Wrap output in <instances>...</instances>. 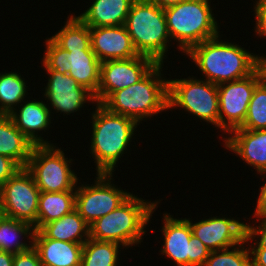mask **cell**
I'll use <instances>...</instances> for the list:
<instances>
[{"label":"cell","instance_id":"1","mask_svg":"<svg viewBox=\"0 0 266 266\" xmlns=\"http://www.w3.org/2000/svg\"><path fill=\"white\" fill-rule=\"evenodd\" d=\"M220 37L222 34L196 44L185 53L206 78L203 80L215 85L240 80L253 74L266 59L264 54L251 53L239 43Z\"/></svg>","mask_w":266,"mask_h":266},{"label":"cell","instance_id":"2","mask_svg":"<svg viewBox=\"0 0 266 266\" xmlns=\"http://www.w3.org/2000/svg\"><path fill=\"white\" fill-rule=\"evenodd\" d=\"M92 108L89 151L95 160L96 173L113 174L121 157L129 152L139 124L129 117L110 112L99 103H96L95 111Z\"/></svg>","mask_w":266,"mask_h":266},{"label":"cell","instance_id":"3","mask_svg":"<svg viewBox=\"0 0 266 266\" xmlns=\"http://www.w3.org/2000/svg\"><path fill=\"white\" fill-rule=\"evenodd\" d=\"M157 63L137 83L112 92L102 103L107 110L135 120L138 124L168 110V79ZM163 76V77H162Z\"/></svg>","mask_w":266,"mask_h":266},{"label":"cell","instance_id":"4","mask_svg":"<svg viewBox=\"0 0 266 266\" xmlns=\"http://www.w3.org/2000/svg\"><path fill=\"white\" fill-rule=\"evenodd\" d=\"M160 201L143 200L132 193L112 212L89 225L90 238L119 243L125 250L139 247Z\"/></svg>","mask_w":266,"mask_h":266},{"label":"cell","instance_id":"5","mask_svg":"<svg viewBox=\"0 0 266 266\" xmlns=\"http://www.w3.org/2000/svg\"><path fill=\"white\" fill-rule=\"evenodd\" d=\"M210 1L186 0L164 8L171 41L184 55L192 46L221 34Z\"/></svg>","mask_w":266,"mask_h":266},{"label":"cell","instance_id":"6","mask_svg":"<svg viewBox=\"0 0 266 266\" xmlns=\"http://www.w3.org/2000/svg\"><path fill=\"white\" fill-rule=\"evenodd\" d=\"M125 27L139 55L150 57L156 63L166 62L172 42L162 7L147 0H135Z\"/></svg>","mask_w":266,"mask_h":266},{"label":"cell","instance_id":"7","mask_svg":"<svg viewBox=\"0 0 266 266\" xmlns=\"http://www.w3.org/2000/svg\"><path fill=\"white\" fill-rule=\"evenodd\" d=\"M181 108L219 129L217 85L195 76L168 80V109Z\"/></svg>","mask_w":266,"mask_h":266},{"label":"cell","instance_id":"8","mask_svg":"<svg viewBox=\"0 0 266 266\" xmlns=\"http://www.w3.org/2000/svg\"><path fill=\"white\" fill-rule=\"evenodd\" d=\"M73 159L58 145H34L26 169L40 192L76 191L79 177L72 168ZM72 165V166H71Z\"/></svg>","mask_w":266,"mask_h":266},{"label":"cell","instance_id":"9","mask_svg":"<svg viewBox=\"0 0 266 266\" xmlns=\"http://www.w3.org/2000/svg\"><path fill=\"white\" fill-rule=\"evenodd\" d=\"M46 50L41 65L45 70L69 74L76 82L94 95L100 81L101 62L93 50L67 51L59 47L51 38L45 40Z\"/></svg>","mask_w":266,"mask_h":266},{"label":"cell","instance_id":"10","mask_svg":"<svg viewBox=\"0 0 266 266\" xmlns=\"http://www.w3.org/2000/svg\"><path fill=\"white\" fill-rule=\"evenodd\" d=\"M113 176L114 173H96L93 184L78 182L76 185L75 209L89 225L112 212L132 194L113 184Z\"/></svg>","mask_w":266,"mask_h":266},{"label":"cell","instance_id":"11","mask_svg":"<svg viewBox=\"0 0 266 266\" xmlns=\"http://www.w3.org/2000/svg\"><path fill=\"white\" fill-rule=\"evenodd\" d=\"M265 77V68L261 65L246 78L217 85L220 132L228 134L243 124L253 91Z\"/></svg>","mask_w":266,"mask_h":266},{"label":"cell","instance_id":"12","mask_svg":"<svg viewBox=\"0 0 266 266\" xmlns=\"http://www.w3.org/2000/svg\"><path fill=\"white\" fill-rule=\"evenodd\" d=\"M40 193L30 172L22 167L0 188V214L35 226Z\"/></svg>","mask_w":266,"mask_h":266},{"label":"cell","instance_id":"13","mask_svg":"<svg viewBox=\"0 0 266 266\" xmlns=\"http://www.w3.org/2000/svg\"><path fill=\"white\" fill-rule=\"evenodd\" d=\"M156 64L152 58L144 55L101 62L99 86L94 95L96 102L101 104L112 92L137 83Z\"/></svg>","mask_w":266,"mask_h":266},{"label":"cell","instance_id":"14","mask_svg":"<svg viewBox=\"0 0 266 266\" xmlns=\"http://www.w3.org/2000/svg\"><path fill=\"white\" fill-rule=\"evenodd\" d=\"M49 75L47 85L43 88V98L46 104L56 113L73 114L82 110L87 103L96 105V99L92 92L79 85L69 74H61L54 70H44ZM49 102V103H47ZM84 105V106H83Z\"/></svg>","mask_w":266,"mask_h":266},{"label":"cell","instance_id":"15","mask_svg":"<svg viewBox=\"0 0 266 266\" xmlns=\"http://www.w3.org/2000/svg\"><path fill=\"white\" fill-rule=\"evenodd\" d=\"M214 216L193 221L185 218L191 226L192 234L200 239L210 251L227 249L245 239L246 223L239 218Z\"/></svg>","mask_w":266,"mask_h":266},{"label":"cell","instance_id":"16","mask_svg":"<svg viewBox=\"0 0 266 266\" xmlns=\"http://www.w3.org/2000/svg\"><path fill=\"white\" fill-rule=\"evenodd\" d=\"M29 99V101H28ZM24 100L20 106L16 107L9 117L12 119L14 125L34 144V145H54L51 141H47L42 137L41 131L47 132L52 126L54 114L51 106L47 105L45 101L39 99ZM23 103V104H22ZM18 108V109H17ZM52 113V114H51ZM50 126V127H49ZM40 133V134H39Z\"/></svg>","mask_w":266,"mask_h":266},{"label":"cell","instance_id":"17","mask_svg":"<svg viewBox=\"0 0 266 266\" xmlns=\"http://www.w3.org/2000/svg\"><path fill=\"white\" fill-rule=\"evenodd\" d=\"M91 48L100 62L139 56L125 25L90 27Z\"/></svg>","mask_w":266,"mask_h":266},{"label":"cell","instance_id":"18","mask_svg":"<svg viewBox=\"0 0 266 266\" xmlns=\"http://www.w3.org/2000/svg\"><path fill=\"white\" fill-rule=\"evenodd\" d=\"M223 145L258 174L266 172V129L236 128L223 138Z\"/></svg>","mask_w":266,"mask_h":266},{"label":"cell","instance_id":"19","mask_svg":"<svg viewBox=\"0 0 266 266\" xmlns=\"http://www.w3.org/2000/svg\"><path fill=\"white\" fill-rule=\"evenodd\" d=\"M164 221L161 228L163 247L160 249L162 256L175 262L176 266H188L190 255V238L192 230L190 223L182 217L174 218L170 213H163Z\"/></svg>","mask_w":266,"mask_h":266},{"label":"cell","instance_id":"20","mask_svg":"<svg viewBox=\"0 0 266 266\" xmlns=\"http://www.w3.org/2000/svg\"><path fill=\"white\" fill-rule=\"evenodd\" d=\"M33 241L43 266H81L83 244L45 238L38 230Z\"/></svg>","mask_w":266,"mask_h":266},{"label":"cell","instance_id":"21","mask_svg":"<svg viewBox=\"0 0 266 266\" xmlns=\"http://www.w3.org/2000/svg\"><path fill=\"white\" fill-rule=\"evenodd\" d=\"M135 0H93L90 7L78 15L89 27L125 25Z\"/></svg>","mask_w":266,"mask_h":266},{"label":"cell","instance_id":"22","mask_svg":"<svg viewBox=\"0 0 266 266\" xmlns=\"http://www.w3.org/2000/svg\"><path fill=\"white\" fill-rule=\"evenodd\" d=\"M45 238L84 244L90 238L89 224L74 209L60 219L44 224L38 230Z\"/></svg>","mask_w":266,"mask_h":266},{"label":"cell","instance_id":"23","mask_svg":"<svg viewBox=\"0 0 266 266\" xmlns=\"http://www.w3.org/2000/svg\"><path fill=\"white\" fill-rule=\"evenodd\" d=\"M34 144L14 125L9 115L0 114V155L26 167Z\"/></svg>","mask_w":266,"mask_h":266},{"label":"cell","instance_id":"24","mask_svg":"<svg viewBox=\"0 0 266 266\" xmlns=\"http://www.w3.org/2000/svg\"><path fill=\"white\" fill-rule=\"evenodd\" d=\"M34 234L32 224L0 214V251L12 254L27 251L33 247Z\"/></svg>","mask_w":266,"mask_h":266},{"label":"cell","instance_id":"25","mask_svg":"<svg viewBox=\"0 0 266 266\" xmlns=\"http://www.w3.org/2000/svg\"><path fill=\"white\" fill-rule=\"evenodd\" d=\"M75 209V191L41 192L35 230Z\"/></svg>","mask_w":266,"mask_h":266},{"label":"cell","instance_id":"26","mask_svg":"<svg viewBox=\"0 0 266 266\" xmlns=\"http://www.w3.org/2000/svg\"><path fill=\"white\" fill-rule=\"evenodd\" d=\"M65 22L64 26L50 38L67 51L92 50L90 27L75 14H69Z\"/></svg>","mask_w":266,"mask_h":266},{"label":"cell","instance_id":"27","mask_svg":"<svg viewBox=\"0 0 266 266\" xmlns=\"http://www.w3.org/2000/svg\"><path fill=\"white\" fill-rule=\"evenodd\" d=\"M7 72H0V114L2 115H9L16 106L27 100L25 98L29 95L24 76L15 70Z\"/></svg>","mask_w":266,"mask_h":266},{"label":"cell","instance_id":"28","mask_svg":"<svg viewBox=\"0 0 266 266\" xmlns=\"http://www.w3.org/2000/svg\"><path fill=\"white\" fill-rule=\"evenodd\" d=\"M123 248L116 242L89 238L83 244L81 266H118L120 249Z\"/></svg>","mask_w":266,"mask_h":266},{"label":"cell","instance_id":"29","mask_svg":"<svg viewBox=\"0 0 266 266\" xmlns=\"http://www.w3.org/2000/svg\"><path fill=\"white\" fill-rule=\"evenodd\" d=\"M247 130L266 129V77L255 87L243 124Z\"/></svg>","mask_w":266,"mask_h":266},{"label":"cell","instance_id":"30","mask_svg":"<svg viewBox=\"0 0 266 266\" xmlns=\"http://www.w3.org/2000/svg\"><path fill=\"white\" fill-rule=\"evenodd\" d=\"M246 245L244 239L233 247L211 251L203 266H251L250 252Z\"/></svg>","mask_w":266,"mask_h":266},{"label":"cell","instance_id":"31","mask_svg":"<svg viewBox=\"0 0 266 266\" xmlns=\"http://www.w3.org/2000/svg\"><path fill=\"white\" fill-rule=\"evenodd\" d=\"M254 222L253 219H252V225L251 223L247 224L246 222V234H245L246 244L247 246H249L248 248H266V219H256V220L254 219ZM256 222L259 223L258 226Z\"/></svg>","mask_w":266,"mask_h":266},{"label":"cell","instance_id":"32","mask_svg":"<svg viewBox=\"0 0 266 266\" xmlns=\"http://www.w3.org/2000/svg\"><path fill=\"white\" fill-rule=\"evenodd\" d=\"M210 250L193 234L190 238V255H188V266H203L209 257Z\"/></svg>","mask_w":266,"mask_h":266},{"label":"cell","instance_id":"33","mask_svg":"<svg viewBox=\"0 0 266 266\" xmlns=\"http://www.w3.org/2000/svg\"><path fill=\"white\" fill-rule=\"evenodd\" d=\"M254 10L251 12H254V18L255 19V24L256 25L254 28L255 31V36L260 39L263 37L266 38V0H255L254 2Z\"/></svg>","mask_w":266,"mask_h":266},{"label":"cell","instance_id":"34","mask_svg":"<svg viewBox=\"0 0 266 266\" xmlns=\"http://www.w3.org/2000/svg\"><path fill=\"white\" fill-rule=\"evenodd\" d=\"M13 266H43L37 250L32 247L27 251L14 254Z\"/></svg>","mask_w":266,"mask_h":266},{"label":"cell","instance_id":"35","mask_svg":"<svg viewBox=\"0 0 266 266\" xmlns=\"http://www.w3.org/2000/svg\"><path fill=\"white\" fill-rule=\"evenodd\" d=\"M21 167L12 159L0 155V188Z\"/></svg>","mask_w":266,"mask_h":266},{"label":"cell","instance_id":"36","mask_svg":"<svg viewBox=\"0 0 266 266\" xmlns=\"http://www.w3.org/2000/svg\"><path fill=\"white\" fill-rule=\"evenodd\" d=\"M258 175H261L262 179L266 178V172L260 173ZM262 182L264 183L261 184V187L259 189V193L256 199V206L254 209V215H252L253 219H266V180Z\"/></svg>","mask_w":266,"mask_h":266},{"label":"cell","instance_id":"37","mask_svg":"<svg viewBox=\"0 0 266 266\" xmlns=\"http://www.w3.org/2000/svg\"><path fill=\"white\" fill-rule=\"evenodd\" d=\"M251 266H266V248H248Z\"/></svg>","mask_w":266,"mask_h":266},{"label":"cell","instance_id":"38","mask_svg":"<svg viewBox=\"0 0 266 266\" xmlns=\"http://www.w3.org/2000/svg\"><path fill=\"white\" fill-rule=\"evenodd\" d=\"M14 254L0 251V266H13Z\"/></svg>","mask_w":266,"mask_h":266},{"label":"cell","instance_id":"39","mask_svg":"<svg viewBox=\"0 0 266 266\" xmlns=\"http://www.w3.org/2000/svg\"><path fill=\"white\" fill-rule=\"evenodd\" d=\"M147 1L152 2L156 4L157 6L162 7L164 9L169 6L176 5L180 2L186 1V0H147Z\"/></svg>","mask_w":266,"mask_h":266},{"label":"cell","instance_id":"40","mask_svg":"<svg viewBox=\"0 0 266 266\" xmlns=\"http://www.w3.org/2000/svg\"><path fill=\"white\" fill-rule=\"evenodd\" d=\"M262 65L264 66L266 72V59L262 62Z\"/></svg>","mask_w":266,"mask_h":266}]
</instances>
